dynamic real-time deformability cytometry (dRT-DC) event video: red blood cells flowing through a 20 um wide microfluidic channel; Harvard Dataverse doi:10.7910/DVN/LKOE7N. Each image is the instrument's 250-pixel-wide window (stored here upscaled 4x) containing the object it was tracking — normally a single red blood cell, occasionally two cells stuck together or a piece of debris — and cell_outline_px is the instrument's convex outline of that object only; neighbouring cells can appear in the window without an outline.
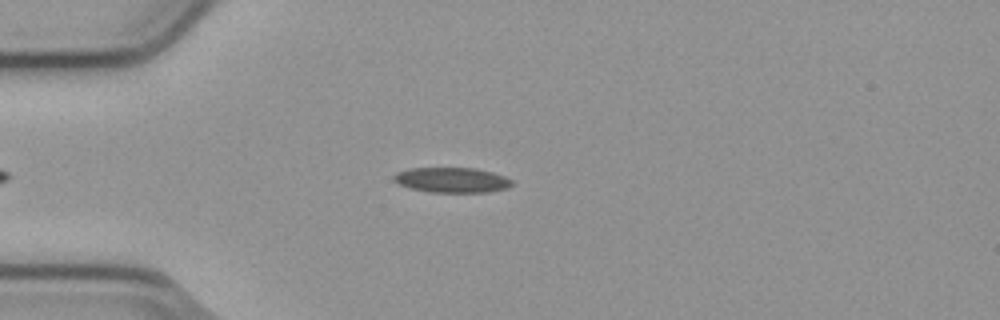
{"species": "common noctule bat (a hibernating species)", "species_latin": "Nyctalus noctula", "temperature_condition": "cold", "stored_images_in_passage": 49, "camera_frame_rate_fps": 3000, "um_per_image_px": 0.085, "animal": {"sex": "male", "body_mass_g": 23.1, "forearm_length_mm": 52.7}, "frame": {"image": 1, "passage_image": 13, "time_ms": 4.0, "image_size_px": [1000, 320], "cell_outline_px": [[512, 184], [508, 188], [488, 192], [432, 192], [412, 188], [400, 184], [392, 180], [392, 176], [396, 172], [408, 168], [476, 168], [492, 172], [504, 176], [512, 180]], "centroid_in_image_um": [38.4, 15.29], "position_along_channel_um": 46.6, "area_um2": 17.28}}
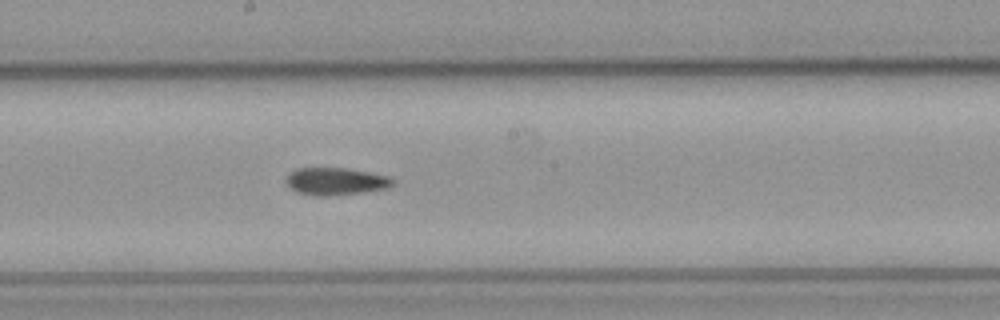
{"frame": {"image": 2, "passage_image": 28, "time_ms": 9.0, "image_size_px": [1000, 320], "cell_outline_px": [[396, 184], [388, 188], [360, 192], [324, 196], [316, 196], [296, 192], [288, 184], [288, 176], [296, 168], [344, 168], [392, 176], [396, 180]], "centroid_in_image_um": [28.62, 15.41], "position_along_channel_um": 219.6, "area_um2": 16.88}}
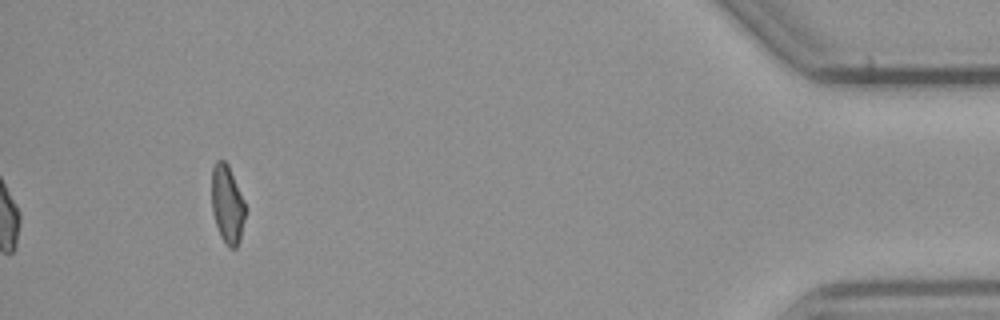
{"frame": {"image": 3, "passage_image": 49, "time_ms": 16.0, "image_size_px": [1000, 320], "cell_outline_px": [[244, 220], [240, 240], [236, 248], [228, 248], [220, 236], [212, 212], [212, 168], [216, 160], [224, 160], [228, 164], [244, 200]], "centroid_in_image_um": [19.31, 17.37], "position_along_channel_um": 415.9, "area_um2": 15.26}, "authors_computed_cell_mechanics": {"area_um2": 16.9354, "velocity_mm_per_s": 3.8034, "shape_relaxation_time_tau1_ms": null, "shape_relaxation_time_tau2_ms": 4.1159, "deformation_change_tau1": null, "deformation_change_tau2": 0.1045}}